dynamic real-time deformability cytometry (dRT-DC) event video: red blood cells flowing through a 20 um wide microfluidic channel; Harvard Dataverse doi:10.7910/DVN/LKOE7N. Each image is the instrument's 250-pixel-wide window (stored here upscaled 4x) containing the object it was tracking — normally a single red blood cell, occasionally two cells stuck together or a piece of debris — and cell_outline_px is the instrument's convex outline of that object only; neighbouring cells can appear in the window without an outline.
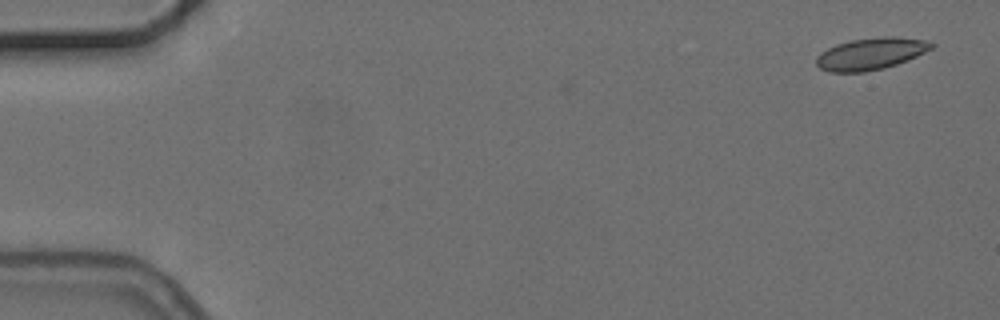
{"species": "common noctule bat (a hibernating species)", "species_latin": "Nyctalus noctula", "temperature_condition": "cold", "stored_images_in_passage": 6, "camera_frame_rate_fps": 3000, "um_per_image_px": 0.085, "animal": {"sex": "female", "body_mass_g": 24.6, "forearm_length_mm": 56.2}, "frame": {"image": 1, "passage_image": 1, "time_ms": 0.0, "image_size_px": [1000, 320], "cell_outline_px": [[936, 44], [932, 48], [908, 60], [884, 68], [864, 72], [828, 72], [820, 68], [816, 64], [816, 56], [820, 52], [836, 44], [852, 40], [884, 36], [896, 36], [928, 40]], "centroid_in_image_um": [74.02, 4.56], "position_along_channel_um": 11.0, "area_um2": 21.5}}
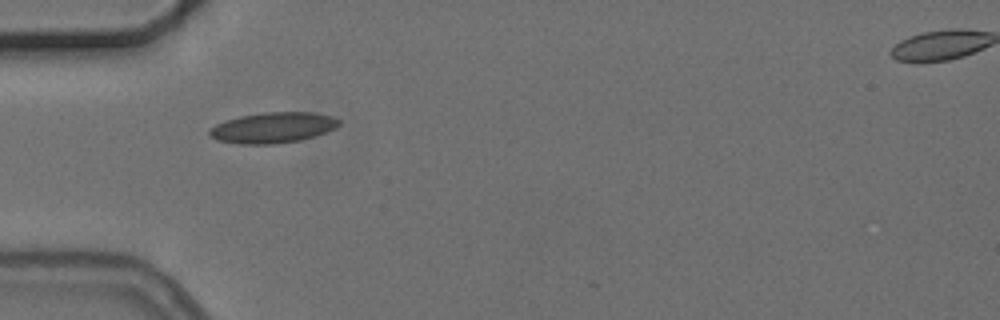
{"frame": {"image": 2, "passage_image": 4, "time_ms": 5.0, "image_size_px": [1000, 320], "cell_outline_px": [[340, 124], [336, 128], [328, 132], [316, 136], [300, 140], [276, 144], [240, 144], [216, 140], [208, 136], [208, 128], [224, 120], [240, 116], [264, 112], [312, 112], [332, 116], [340, 120]], "centroid_in_image_um": [23.18, 10.85], "position_along_channel_um": 61.8, "area_um2": 23.52}}